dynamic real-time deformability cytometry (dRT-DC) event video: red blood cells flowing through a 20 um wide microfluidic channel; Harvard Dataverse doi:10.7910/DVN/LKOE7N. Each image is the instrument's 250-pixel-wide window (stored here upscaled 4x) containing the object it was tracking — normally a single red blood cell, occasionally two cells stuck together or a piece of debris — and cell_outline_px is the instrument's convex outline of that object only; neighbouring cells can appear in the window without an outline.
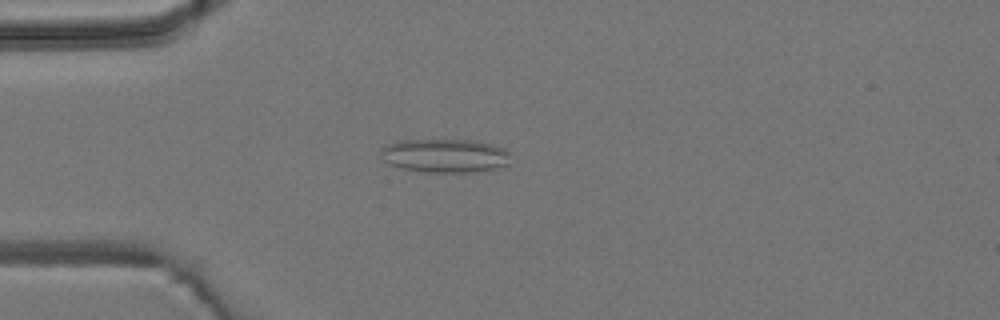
{"species": "common noctule bat (a hibernating species)", "species_latin": "Nyctalus noctula", "temperature_condition": "room temperature", "stored_images_in_passage": 5, "camera_frame_rate_fps": 3000, "um_per_image_px": 0.085, "animal": {"sex": "male", "body_mass_g": 19.2, "forearm_length_mm": 51.8}, "frame": {"image": 1, "passage_image": 4, "time_ms": 3.333, "image_size_px": [1000, 320], "cell_outline_px": [[512, 152], [508, 164], [496, 168], [472, 172], [428, 172], [400, 168], [388, 164], [384, 160], [380, 152], [380, 148], [388, 144], [400, 140], [472, 140], [492, 144], [504, 148]], "centroid_in_image_um": [37.83, 13.23], "position_along_channel_um": 47.2, "area_um2": 25.66}}